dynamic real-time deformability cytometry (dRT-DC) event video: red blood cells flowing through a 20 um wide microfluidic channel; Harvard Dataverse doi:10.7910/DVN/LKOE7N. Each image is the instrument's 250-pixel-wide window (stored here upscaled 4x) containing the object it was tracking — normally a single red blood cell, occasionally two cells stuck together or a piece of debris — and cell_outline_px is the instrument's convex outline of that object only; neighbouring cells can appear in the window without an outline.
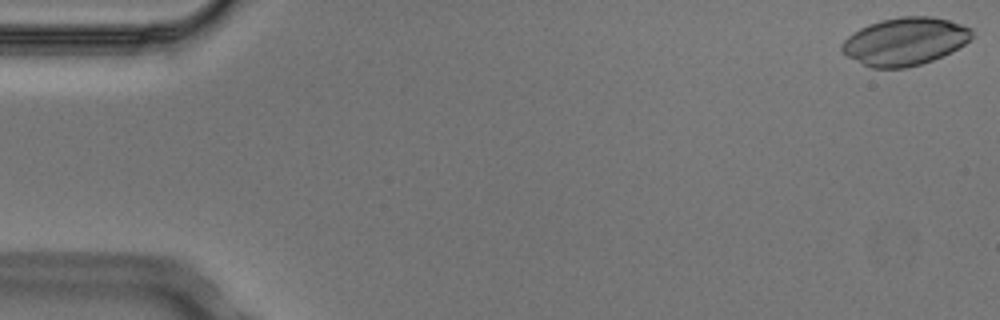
{"species": "Egyptian fruit bat (a non-hibernating species)", "species_latin": "Rousettus aegyptiacus", "temperature_condition": "cold", "stored_images_in_passage": 4, "camera_frame_rate_fps": 3000, "um_per_image_px": 0.085, "animal": {"sex": "male"}, "frame": {"image": 1, "passage_image": 1, "time_ms": 0.0, "image_size_px": [1000, 320], "cell_outline_px": [[972, 36], [964, 44], [952, 52], [932, 60], [920, 64], [904, 68], [872, 68], [840, 52], [840, 44], [852, 32], [868, 24], [880, 20], [900, 16], [932, 16], [948, 20], [972, 28]], "centroid_in_image_um": [76.89, 3.51], "position_along_channel_um": 8.1, "area_um2": 36.18}}